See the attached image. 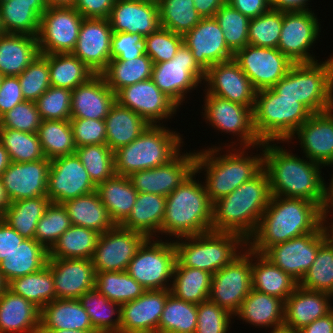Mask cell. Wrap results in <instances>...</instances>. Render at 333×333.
I'll return each mask as SVG.
<instances>
[{
	"mask_svg": "<svg viewBox=\"0 0 333 333\" xmlns=\"http://www.w3.org/2000/svg\"><path fill=\"white\" fill-rule=\"evenodd\" d=\"M255 258L256 262H252V288L285 301L299 283L262 254L255 253Z\"/></svg>",
	"mask_w": 333,
	"mask_h": 333,
	"instance_id": "obj_42",
	"label": "cell"
},
{
	"mask_svg": "<svg viewBox=\"0 0 333 333\" xmlns=\"http://www.w3.org/2000/svg\"><path fill=\"white\" fill-rule=\"evenodd\" d=\"M11 160L9 157V154L5 147L0 142V178L4 171L7 169V167L10 165Z\"/></svg>",
	"mask_w": 333,
	"mask_h": 333,
	"instance_id": "obj_75",
	"label": "cell"
},
{
	"mask_svg": "<svg viewBox=\"0 0 333 333\" xmlns=\"http://www.w3.org/2000/svg\"><path fill=\"white\" fill-rule=\"evenodd\" d=\"M116 102L139 114L150 125H158L159 120L171 118L178 108L152 79L120 89L116 93Z\"/></svg>",
	"mask_w": 333,
	"mask_h": 333,
	"instance_id": "obj_21",
	"label": "cell"
},
{
	"mask_svg": "<svg viewBox=\"0 0 333 333\" xmlns=\"http://www.w3.org/2000/svg\"><path fill=\"white\" fill-rule=\"evenodd\" d=\"M48 60L50 84L53 87L75 89L95 73L72 53L42 54Z\"/></svg>",
	"mask_w": 333,
	"mask_h": 333,
	"instance_id": "obj_43",
	"label": "cell"
},
{
	"mask_svg": "<svg viewBox=\"0 0 333 333\" xmlns=\"http://www.w3.org/2000/svg\"><path fill=\"white\" fill-rule=\"evenodd\" d=\"M232 315L226 309L210 301L197 304V327L195 333H227Z\"/></svg>",
	"mask_w": 333,
	"mask_h": 333,
	"instance_id": "obj_64",
	"label": "cell"
},
{
	"mask_svg": "<svg viewBox=\"0 0 333 333\" xmlns=\"http://www.w3.org/2000/svg\"><path fill=\"white\" fill-rule=\"evenodd\" d=\"M95 190L96 185L76 153L51 160L47 180V197L51 202L62 204Z\"/></svg>",
	"mask_w": 333,
	"mask_h": 333,
	"instance_id": "obj_18",
	"label": "cell"
},
{
	"mask_svg": "<svg viewBox=\"0 0 333 333\" xmlns=\"http://www.w3.org/2000/svg\"><path fill=\"white\" fill-rule=\"evenodd\" d=\"M244 244L246 247L247 242L238 234L212 230L174 241L176 260L182 266L197 268L211 274L227 266L237 257ZM239 248H242L240 252L237 250Z\"/></svg>",
	"mask_w": 333,
	"mask_h": 333,
	"instance_id": "obj_9",
	"label": "cell"
},
{
	"mask_svg": "<svg viewBox=\"0 0 333 333\" xmlns=\"http://www.w3.org/2000/svg\"><path fill=\"white\" fill-rule=\"evenodd\" d=\"M284 309V300L252 288L234 315L256 327L274 328L283 325Z\"/></svg>",
	"mask_w": 333,
	"mask_h": 333,
	"instance_id": "obj_36",
	"label": "cell"
},
{
	"mask_svg": "<svg viewBox=\"0 0 333 333\" xmlns=\"http://www.w3.org/2000/svg\"><path fill=\"white\" fill-rule=\"evenodd\" d=\"M269 143L262 142L260 147H263V168L268 174L271 196L306 199L325 210L327 185L320 175L322 165Z\"/></svg>",
	"mask_w": 333,
	"mask_h": 333,
	"instance_id": "obj_1",
	"label": "cell"
},
{
	"mask_svg": "<svg viewBox=\"0 0 333 333\" xmlns=\"http://www.w3.org/2000/svg\"><path fill=\"white\" fill-rule=\"evenodd\" d=\"M47 8L45 0H0L3 32L37 37L41 16Z\"/></svg>",
	"mask_w": 333,
	"mask_h": 333,
	"instance_id": "obj_33",
	"label": "cell"
},
{
	"mask_svg": "<svg viewBox=\"0 0 333 333\" xmlns=\"http://www.w3.org/2000/svg\"><path fill=\"white\" fill-rule=\"evenodd\" d=\"M271 333H299V331L283 324L281 326L274 327Z\"/></svg>",
	"mask_w": 333,
	"mask_h": 333,
	"instance_id": "obj_79",
	"label": "cell"
},
{
	"mask_svg": "<svg viewBox=\"0 0 333 333\" xmlns=\"http://www.w3.org/2000/svg\"><path fill=\"white\" fill-rule=\"evenodd\" d=\"M146 239L141 232L125 229L120 225L100 234L91 259L95 272L126 271Z\"/></svg>",
	"mask_w": 333,
	"mask_h": 333,
	"instance_id": "obj_19",
	"label": "cell"
},
{
	"mask_svg": "<svg viewBox=\"0 0 333 333\" xmlns=\"http://www.w3.org/2000/svg\"><path fill=\"white\" fill-rule=\"evenodd\" d=\"M71 93L69 89L50 86L36 101L42 120H70Z\"/></svg>",
	"mask_w": 333,
	"mask_h": 333,
	"instance_id": "obj_61",
	"label": "cell"
},
{
	"mask_svg": "<svg viewBox=\"0 0 333 333\" xmlns=\"http://www.w3.org/2000/svg\"><path fill=\"white\" fill-rule=\"evenodd\" d=\"M204 101V117L213 128L236 134L240 137V145L244 148L250 149L251 146L260 148L262 142L253 126V107H246L210 94H206Z\"/></svg>",
	"mask_w": 333,
	"mask_h": 333,
	"instance_id": "obj_16",
	"label": "cell"
},
{
	"mask_svg": "<svg viewBox=\"0 0 333 333\" xmlns=\"http://www.w3.org/2000/svg\"><path fill=\"white\" fill-rule=\"evenodd\" d=\"M94 330L78 299H55L41 309L40 330Z\"/></svg>",
	"mask_w": 333,
	"mask_h": 333,
	"instance_id": "obj_35",
	"label": "cell"
},
{
	"mask_svg": "<svg viewBox=\"0 0 333 333\" xmlns=\"http://www.w3.org/2000/svg\"><path fill=\"white\" fill-rule=\"evenodd\" d=\"M228 48L235 54L248 45L250 19L227 2L214 15Z\"/></svg>",
	"mask_w": 333,
	"mask_h": 333,
	"instance_id": "obj_57",
	"label": "cell"
},
{
	"mask_svg": "<svg viewBox=\"0 0 333 333\" xmlns=\"http://www.w3.org/2000/svg\"><path fill=\"white\" fill-rule=\"evenodd\" d=\"M194 7L202 18H214L226 0H193Z\"/></svg>",
	"mask_w": 333,
	"mask_h": 333,
	"instance_id": "obj_72",
	"label": "cell"
},
{
	"mask_svg": "<svg viewBox=\"0 0 333 333\" xmlns=\"http://www.w3.org/2000/svg\"><path fill=\"white\" fill-rule=\"evenodd\" d=\"M37 135L44 155L49 160L76 151L70 120H42Z\"/></svg>",
	"mask_w": 333,
	"mask_h": 333,
	"instance_id": "obj_50",
	"label": "cell"
},
{
	"mask_svg": "<svg viewBox=\"0 0 333 333\" xmlns=\"http://www.w3.org/2000/svg\"><path fill=\"white\" fill-rule=\"evenodd\" d=\"M25 238L4 220L0 222V262L8 256Z\"/></svg>",
	"mask_w": 333,
	"mask_h": 333,
	"instance_id": "obj_69",
	"label": "cell"
},
{
	"mask_svg": "<svg viewBox=\"0 0 333 333\" xmlns=\"http://www.w3.org/2000/svg\"><path fill=\"white\" fill-rule=\"evenodd\" d=\"M256 91L272 88L294 64L278 48L246 45L233 58Z\"/></svg>",
	"mask_w": 333,
	"mask_h": 333,
	"instance_id": "obj_14",
	"label": "cell"
},
{
	"mask_svg": "<svg viewBox=\"0 0 333 333\" xmlns=\"http://www.w3.org/2000/svg\"><path fill=\"white\" fill-rule=\"evenodd\" d=\"M96 191L115 225H120L129 216L138 195L128 176L116 174L98 184Z\"/></svg>",
	"mask_w": 333,
	"mask_h": 333,
	"instance_id": "obj_41",
	"label": "cell"
},
{
	"mask_svg": "<svg viewBox=\"0 0 333 333\" xmlns=\"http://www.w3.org/2000/svg\"><path fill=\"white\" fill-rule=\"evenodd\" d=\"M179 134L161 124L149 125L137 139L113 151L115 174L129 176L166 164L180 152Z\"/></svg>",
	"mask_w": 333,
	"mask_h": 333,
	"instance_id": "obj_8",
	"label": "cell"
},
{
	"mask_svg": "<svg viewBox=\"0 0 333 333\" xmlns=\"http://www.w3.org/2000/svg\"><path fill=\"white\" fill-rule=\"evenodd\" d=\"M51 160L11 162L1 176L10 202L47 196V180Z\"/></svg>",
	"mask_w": 333,
	"mask_h": 333,
	"instance_id": "obj_25",
	"label": "cell"
},
{
	"mask_svg": "<svg viewBox=\"0 0 333 333\" xmlns=\"http://www.w3.org/2000/svg\"><path fill=\"white\" fill-rule=\"evenodd\" d=\"M299 286L333 295V244L328 239L320 245L312 266Z\"/></svg>",
	"mask_w": 333,
	"mask_h": 333,
	"instance_id": "obj_55",
	"label": "cell"
},
{
	"mask_svg": "<svg viewBox=\"0 0 333 333\" xmlns=\"http://www.w3.org/2000/svg\"><path fill=\"white\" fill-rule=\"evenodd\" d=\"M170 289L146 290L121 305L119 333H158V325Z\"/></svg>",
	"mask_w": 333,
	"mask_h": 333,
	"instance_id": "obj_26",
	"label": "cell"
},
{
	"mask_svg": "<svg viewBox=\"0 0 333 333\" xmlns=\"http://www.w3.org/2000/svg\"><path fill=\"white\" fill-rule=\"evenodd\" d=\"M160 25L174 33L184 35L202 19L193 0H158Z\"/></svg>",
	"mask_w": 333,
	"mask_h": 333,
	"instance_id": "obj_53",
	"label": "cell"
},
{
	"mask_svg": "<svg viewBox=\"0 0 333 333\" xmlns=\"http://www.w3.org/2000/svg\"><path fill=\"white\" fill-rule=\"evenodd\" d=\"M48 6H73L75 0H45Z\"/></svg>",
	"mask_w": 333,
	"mask_h": 333,
	"instance_id": "obj_78",
	"label": "cell"
},
{
	"mask_svg": "<svg viewBox=\"0 0 333 333\" xmlns=\"http://www.w3.org/2000/svg\"><path fill=\"white\" fill-rule=\"evenodd\" d=\"M116 102V94L102 74H95L71 93V118L105 120Z\"/></svg>",
	"mask_w": 333,
	"mask_h": 333,
	"instance_id": "obj_30",
	"label": "cell"
},
{
	"mask_svg": "<svg viewBox=\"0 0 333 333\" xmlns=\"http://www.w3.org/2000/svg\"><path fill=\"white\" fill-rule=\"evenodd\" d=\"M195 175L196 171L166 197L161 235L178 239L212 230L213 203L205 185L193 179Z\"/></svg>",
	"mask_w": 333,
	"mask_h": 333,
	"instance_id": "obj_4",
	"label": "cell"
},
{
	"mask_svg": "<svg viewBox=\"0 0 333 333\" xmlns=\"http://www.w3.org/2000/svg\"><path fill=\"white\" fill-rule=\"evenodd\" d=\"M254 131L261 142L289 141L313 114L298 99L280 97L271 88L256 92L252 110Z\"/></svg>",
	"mask_w": 333,
	"mask_h": 333,
	"instance_id": "obj_7",
	"label": "cell"
},
{
	"mask_svg": "<svg viewBox=\"0 0 333 333\" xmlns=\"http://www.w3.org/2000/svg\"><path fill=\"white\" fill-rule=\"evenodd\" d=\"M99 236L95 230L71 225L51 248L48 258L92 259Z\"/></svg>",
	"mask_w": 333,
	"mask_h": 333,
	"instance_id": "obj_47",
	"label": "cell"
},
{
	"mask_svg": "<svg viewBox=\"0 0 333 333\" xmlns=\"http://www.w3.org/2000/svg\"><path fill=\"white\" fill-rule=\"evenodd\" d=\"M40 54L38 38L28 34H0V72L19 76Z\"/></svg>",
	"mask_w": 333,
	"mask_h": 333,
	"instance_id": "obj_34",
	"label": "cell"
},
{
	"mask_svg": "<svg viewBox=\"0 0 333 333\" xmlns=\"http://www.w3.org/2000/svg\"><path fill=\"white\" fill-rule=\"evenodd\" d=\"M56 299H78L95 287L96 272L91 259L48 258Z\"/></svg>",
	"mask_w": 333,
	"mask_h": 333,
	"instance_id": "obj_27",
	"label": "cell"
},
{
	"mask_svg": "<svg viewBox=\"0 0 333 333\" xmlns=\"http://www.w3.org/2000/svg\"><path fill=\"white\" fill-rule=\"evenodd\" d=\"M280 97L298 99L312 113L333 108V56L324 62L293 64L272 88Z\"/></svg>",
	"mask_w": 333,
	"mask_h": 333,
	"instance_id": "obj_6",
	"label": "cell"
},
{
	"mask_svg": "<svg viewBox=\"0 0 333 333\" xmlns=\"http://www.w3.org/2000/svg\"><path fill=\"white\" fill-rule=\"evenodd\" d=\"M50 203L47 196L11 202L3 213V220L22 237L34 239L38 221Z\"/></svg>",
	"mask_w": 333,
	"mask_h": 333,
	"instance_id": "obj_46",
	"label": "cell"
},
{
	"mask_svg": "<svg viewBox=\"0 0 333 333\" xmlns=\"http://www.w3.org/2000/svg\"><path fill=\"white\" fill-rule=\"evenodd\" d=\"M91 324L99 333H119L121 306L110 301L95 287L78 298ZM118 314L115 319L113 315Z\"/></svg>",
	"mask_w": 333,
	"mask_h": 333,
	"instance_id": "obj_48",
	"label": "cell"
},
{
	"mask_svg": "<svg viewBox=\"0 0 333 333\" xmlns=\"http://www.w3.org/2000/svg\"><path fill=\"white\" fill-rule=\"evenodd\" d=\"M23 98L36 102L51 86L48 60L39 54L37 58L18 76Z\"/></svg>",
	"mask_w": 333,
	"mask_h": 333,
	"instance_id": "obj_60",
	"label": "cell"
},
{
	"mask_svg": "<svg viewBox=\"0 0 333 333\" xmlns=\"http://www.w3.org/2000/svg\"><path fill=\"white\" fill-rule=\"evenodd\" d=\"M49 251L35 239H24L3 261L0 273L8 284L11 280L40 271L47 265Z\"/></svg>",
	"mask_w": 333,
	"mask_h": 333,
	"instance_id": "obj_37",
	"label": "cell"
},
{
	"mask_svg": "<svg viewBox=\"0 0 333 333\" xmlns=\"http://www.w3.org/2000/svg\"><path fill=\"white\" fill-rule=\"evenodd\" d=\"M182 43L183 35L162 27L144 37L145 53L152 59L153 64L171 60Z\"/></svg>",
	"mask_w": 333,
	"mask_h": 333,
	"instance_id": "obj_62",
	"label": "cell"
},
{
	"mask_svg": "<svg viewBox=\"0 0 333 333\" xmlns=\"http://www.w3.org/2000/svg\"><path fill=\"white\" fill-rule=\"evenodd\" d=\"M71 225L65 207L62 204L51 202L38 221L34 239L47 251H50Z\"/></svg>",
	"mask_w": 333,
	"mask_h": 333,
	"instance_id": "obj_58",
	"label": "cell"
},
{
	"mask_svg": "<svg viewBox=\"0 0 333 333\" xmlns=\"http://www.w3.org/2000/svg\"><path fill=\"white\" fill-rule=\"evenodd\" d=\"M333 108L313 113L293 134L306 158L323 166L333 165Z\"/></svg>",
	"mask_w": 333,
	"mask_h": 333,
	"instance_id": "obj_28",
	"label": "cell"
},
{
	"mask_svg": "<svg viewBox=\"0 0 333 333\" xmlns=\"http://www.w3.org/2000/svg\"><path fill=\"white\" fill-rule=\"evenodd\" d=\"M10 200L5 192L2 180L0 178V211L4 213L10 205Z\"/></svg>",
	"mask_w": 333,
	"mask_h": 333,
	"instance_id": "obj_76",
	"label": "cell"
},
{
	"mask_svg": "<svg viewBox=\"0 0 333 333\" xmlns=\"http://www.w3.org/2000/svg\"><path fill=\"white\" fill-rule=\"evenodd\" d=\"M319 32L321 31L318 18L314 12L283 11V24L277 48L294 64L317 62L318 60L308 51L316 42Z\"/></svg>",
	"mask_w": 333,
	"mask_h": 333,
	"instance_id": "obj_17",
	"label": "cell"
},
{
	"mask_svg": "<svg viewBox=\"0 0 333 333\" xmlns=\"http://www.w3.org/2000/svg\"><path fill=\"white\" fill-rule=\"evenodd\" d=\"M226 2L249 19L256 18L271 9L270 0H226Z\"/></svg>",
	"mask_w": 333,
	"mask_h": 333,
	"instance_id": "obj_70",
	"label": "cell"
},
{
	"mask_svg": "<svg viewBox=\"0 0 333 333\" xmlns=\"http://www.w3.org/2000/svg\"><path fill=\"white\" fill-rule=\"evenodd\" d=\"M246 149L248 148L242 147V150L240 148L234 153L228 150L229 153L220 156L218 155L221 151L219 147L196 152L195 171L199 173L203 171V168L206 171L204 185L212 203L232 193L263 169V153L254 156H248L247 153L246 156Z\"/></svg>",
	"mask_w": 333,
	"mask_h": 333,
	"instance_id": "obj_5",
	"label": "cell"
},
{
	"mask_svg": "<svg viewBox=\"0 0 333 333\" xmlns=\"http://www.w3.org/2000/svg\"><path fill=\"white\" fill-rule=\"evenodd\" d=\"M39 333H99V332L95 330L82 331V330L63 329V330H40Z\"/></svg>",
	"mask_w": 333,
	"mask_h": 333,
	"instance_id": "obj_77",
	"label": "cell"
},
{
	"mask_svg": "<svg viewBox=\"0 0 333 333\" xmlns=\"http://www.w3.org/2000/svg\"><path fill=\"white\" fill-rule=\"evenodd\" d=\"M112 34L108 19L84 18L72 54L95 74H101L111 60Z\"/></svg>",
	"mask_w": 333,
	"mask_h": 333,
	"instance_id": "obj_23",
	"label": "cell"
},
{
	"mask_svg": "<svg viewBox=\"0 0 333 333\" xmlns=\"http://www.w3.org/2000/svg\"><path fill=\"white\" fill-rule=\"evenodd\" d=\"M106 145L112 150L130 144L150 125L139 114L117 102L105 118Z\"/></svg>",
	"mask_w": 333,
	"mask_h": 333,
	"instance_id": "obj_39",
	"label": "cell"
},
{
	"mask_svg": "<svg viewBox=\"0 0 333 333\" xmlns=\"http://www.w3.org/2000/svg\"><path fill=\"white\" fill-rule=\"evenodd\" d=\"M24 100L18 76H4L0 86V117Z\"/></svg>",
	"mask_w": 333,
	"mask_h": 333,
	"instance_id": "obj_67",
	"label": "cell"
},
{
	"mask_svg": "<svg viewBox=\"0 0 333 333\" xmlns=\"http://www.w3.org/2000/svg\"><path fill=\"white\" fill-rule=\"evenodd\" d=\"M270 198L269 178L263 168L255 177L213 203L212 231L235 233L247 242L257 230Z\"/></svg>",
	"mask_w": 333,
	"mask_h": 333,
	"instance_id": "obj_3",
	"label": "cell"
},
{
	"mask_svg": "<svg viewBox=\"0 0 333 333\" xmlns=\"http://www.w3.org/2000/svg\"><path fill=\"white\" fill-rule=\"evenodd\" d=\"M83 19L73 6H48L37 36L40 54L72 53Z\"/></svg>",
	"mask_w": 333,
	"mask_h": 333,
	"instance_id": "obj_13",
	"label": "cell"
},
{
	"mask_svg": "<svg viewBox=\"0 0 333 333\" xmlns=\"http://www.w3.org/2000/svg\"><path fill=\"white\" fill-rule=\"evenodd\" d=\"M151 79L179 107L185 94L204 83L205 71L183 42L171 60L153 64Z\"/></svg>",
	"mask_w": 333,
	"mask_h": 333,
	"instance_id": "obj_12",
	"label": "cell"
},
{
	"mask_svg": "<svg viewBox=\"0 0 333 333\" xmlns=\"http://www.w3.org/2000/svg\"><path fill=\"white\" fill-rule=\"evenodd\" d=\"M326 239L322 224L313 233L269 247L262 255L299 283L312 266L320 245Z\"/></svg>",
	"mask_w": 333,
	"mask_h": 333,
	"instance_id": "obj_15",
	"label": "cell"
},
{
	"mask_svg": "<svg viewBox=\"0 0 333 333\" xmlns=\"http://www.w3.org/2000/svg\"><path fill=\"white\" fill-rule=\"evenodd\" d=\"M299 333H333V310L304 326L299 330Z\"/></svg>",
	"mask_w": 333,
	"mask_h": 333,
	"instance_id": "obj_71",
	"label": "cell"
},
{
	"mask_svg": "<svg viewBox=\"0 0 333 333\" xmlns=\"http://www.w3.org/2000/svg\"><path fill=\"white\" fill-rule=\"evenodd\" d=\"M331 296L333 297L331 294L304 289L298 285L285 300L283 324L299 331L325 316L333 310L328 302Z\"/></svg>",
	"mask_w": 333,
	"mask_h": 333,
	"instance_id": "obj_31",
	"label": "cell"
},
{
	"mask_svg": "<svg viewBox=\"0 0 333 333\" xmlns=\"http://www.w3.org/2000/svg\"><path fill=\"white\" fill-rule=\"evenodd\" d=\"M197 327V304L176 298L167 300L158 325V333H195Z\"/></svg>",
	"mask_w": 333,
	"mask_h": 333,
	"instance_id": "obj_52",
	"label": "cell"
},
{
	"mask_svg": "<svg viewBox=\"0 0 333 333\" xmlns=\"http://www.w3.org/2000/svg\"><path fill=\"white\" fill-rule=\"evenodd\" d=\"M183 42L205 72L213 64L234 58V53L228 48L223 31L215 18H202L194 28L183 35Z\"/></svg>",
	"mask_w": 333,
	"mask_h": 333,
	"instance_id": "obj_24",
	"label": "cell"
},
{
	"mask_svg": "<svg viewBox=\"0 0 333 333\" xmlns=\"http://www.w3.org/2000/svg\"><path fill=\"white\" fill-rule=\"evenodd\" d=\"M108 21L113 32L138 33L143 37L161 27L158 3L137 0H116Z\"/></svg>",
	"mask_w": 333,
	"mask_h": 333,
	"instance_id": "obj_29",
	"label": "cell"
},
{
	"mask_svg": "<svg viewBox=\"0 0 333 333\" xmlns=\"http://www.w3.org/2000/svg\"><path fill=\"white\" fill-rule=\"evenodd\" d=\"M147 238L138 248L126 272L146 290H166L176 263L174 242ZM153 241V243H152Z\"/></svg>",
	"mask_w": 333,
	"mask_h": 333,
	"instance_id": "obj_10",
	"label": "cell"
},
{
	"mask_svg": "<svg viewBox=\"0 0 333 333\" xmlns=\"http://www.w3.org/2000/svg\"><path fill=\"white\" fill-rule=\"evenodd\" d=\"M7 288L42 309L56 299L51 268L46 265L40 271L11 280Z\"/></svg>",
	"mask_w": 333,
	"mask_h": 333,
	"instance_id": "obj_49",
	"label": "cell"
},
{
	"mask_svg": "<svg viewBox=\"0 0 333 333\" xmlns=\"http://www.w3.org/2000/svg\"><path fill=\"white\" fill-rule=\"evenodd\" d=\"M323 212L317 203L306 199L271 196L247 246L263 254L273 245L313 233L323 224Z\"/></svg>",
	"mask_w": 333,
	"mask_h": 333,
	"instance_id": "obj_2",
	"label": "cell"
},
{
	"mask_svg": "<svg viewBox=\"0 0 333 333\" xmlns=\"http://www.w3.org/2000/svg\"><path fill=\"white\" fill-rule=\"evenodd\" d=\"M166 196L138 193L129 216L120 224L125 229L141 232L147 238L160 232L165 214Z\"/></svg>",
	"mask_w": 333,
	"mask_h": 333,
	"instance_id": "obj_38",
	"label": "cell"
},
{
	"mask_svg": "<svg viewBox=\"0 0 333 333\" xmlns=\"http://www.w3.org/2000/svg\"><path fill=\"white\" fill-rule=\"evenodd\" d=\"M62 205L65 207L72 225L89 228L99 234L115 226L96 190L65 201Z\"/></svg>",
	"mask_w": 333,
	"mask_h": 333,
	"instance_id": "obj_40",
	"label": "cell"
},
{
	"mask_svg": "<svg viewBox=\"0 0 333 333\" xmlns=\"http://www.w3.org/2000/svg\"><path fill=\"white\" fill-rule=\"evenodd\" d=\"M116 0H75L73 7L84 18L108 19Z\"/></svg>",
	"mask_w": 333,
	"mask_h": 333,
	"instance_id": "obj_68",
	"label": "cell"
},
{
	"mask_svg": "<svg viewBox=\"0 0 333 333\" xmlns=\"http://www.w3.org/2000/svg\"><path fill=\"white\" fill-rule=\"evenodd\" d=\"M75 153L96 186L115 175L114 153L106 144L77 147Z\"/></svg>",
	"mask_w": 333,
	"mask_h": 333,
	"instance_id": "obj_56",
	"label": "cell"
},
{
	"mask_svg": "<svg viewBox=\"0 0 333 333\" xmlns=\"http://www.w3.org/2000/svg\"><path fill=\"white\" fill-rule=\"evenodd\" d=\"M243 251L227 266L212 274L209 300L232 315L238 311L252 289V261L255 259V252L247 246Z\"/></svg>",
	"mask_w": 333,
	"mask_h": 333,
	"instance_id": "obj_11",
	"label": "cell"
},
{
	"mask_svg": "<svg viewBox=\"0 0 333 333\" xmlns=\"http://www.w3.org/2000/svg\"><path fill=\"white\" fill-rule=\"evenodd\" d=\"M333 210V175H332V179L331 182L329 184V186L327 187V203H326V207L325 210L323 212V224H326V222H328L327 216L329 211Z\"/></svg>",
	"mask_w": 333,
	"mask_h": 333,
	"instance_id": "obj_74",
	"label": "cell"
},
{
	"mask_svg": "<svg viewBox=\"0 0 333 333\" xmlns=\"http://www.w3.org/2000/svg\"><path fill=\"white\" fill-rule=\"evenodd\" d=\"M196 152H180L166 164L134 172L128 176L138 193L168 196L195 172Z\"/></svg>",
	"mask_w": 333,
	"mask_h": 333,
	"instance_id": "obj_20",
	"label": "cell"
},
{
	"mask_svg": "<svg viewBox=\"0 0 333 333\" xmlns=\"http://www.w3.org/2000/svg\"><path fill=\"white\" fill-rule=\"evenodd\" d=\"M330 226H328V225L326 226V225L323 224L324 230H325L326 235H327V239L333 244V222H331Z\"/></svg>",
	"mask_w": 333,
	"mask_h": 333,
	"instance_id": "obj_80",
	"label": "cell"
},
{
	"mask_svg": "<svg viewBox=\"0 0 333 333\" xmlns=\"http://www.w3.org/2000/svg\"><path fill=\"white\" fill-rule=\"evenodd\" d=\"M41 309L8 288L0 295V333H39Z\"/></svg>",
	"mask_w": 333,
	"mask_h": 333,
	"instance_id": "obj_32",
	"label": "cell"
},
{
	"mask_svg": "<svg viewBox=\"0 0 333 333\" xmlns=\"http://www.w3.org/2000/svg\"><path fill=\"white\" fill-rule=\"evenodd\" d=\"M172 279L170 292L176 298L195 304H200L209 299L211 273L182 266L176 260Z\"/></svg>",
	"mask_w": 333,
	"mask_h": 333,
	"instance_id": "obj_44",
	"label": "cell"
},
{
	"mask_svg": "<svg viewBox=\"0 0 333 333\" xmlns=\"http://www.w3.org/2000/svg\"><path fill=\"white\" fill-rule=\"evenodd\" d=\"M41 122L36 102L24 100L0 117V128L37 133Z\"/></svg>",
	"mask_w": 333,
	"mask_h": 333,
	"instance_id": "obj_63",
	"label": "cell"
},
{
	"mask_svg": "<svg viewBox=\"0 0 333 333\" xmlns=\"http://www.w3.org/2000/svg\"><path fill=\"white\" fill-rule=\"evenodd\" d=\"M309 0H270L272 9L280 11H306Z\"/></svg>",
	"mask_w": 333,
	"mask_h": 333,
	"instance_id": "obj_73",
	"label": "cell"
},
{
	"mask_svg": "<svg viewBox=\"0 0 333 333\" xmlns=\"http://www.w3.org/2000/svg\"><path fill=\"white\" fill-rule=\"evenodd\" d=\"M283 24V11L270 9L262 15L250 19L248 44L277 48Z\"/></svg>",
	"mask_w": 333,
	"mask_h": 333,
	"instance_id": "obj_59",
	"label": "cell"
},
{
	"mask_svg": "<svg viewBox=\"0 0 333 333\" xmlns=\"http://www.w3.org/2000/svg\"><path fill=\"white\" fill-rule=\"evenodd\" d=\"M145 53L144 37L138 33L113 32L111 60H131Z\"/></svg>",
	"mask_w": 333,
	"mask_h": 333,
	"instance_id": "obj_66",
	"label": "cell"
},
{
	"mask_svg": "<svg viewBox=\"0 0 333 333\" xmlns=\"http://www.w3.org/2000/svg\"><path fill=\"white\" fill-rule=\"evenodd\" d=\"M0 142L7 150L11 162H32L45 159L37 133L0 128Z\"/></svg>",
	"mask_w": 333,
	"mask_h": 333,
	"instance_id": "obj_54",
	"label": "cell"
},
{
	"mask_svg": "<svg viewBox=\"0 0 333 333\" xmlns=\"http://www.w3.org/2000/svg\"><path fill=\"white\" fill-rule=\"evenodd\" d=\"M205 82L208 87L206 94L254 107L257 91L234 59L213 64L205 72Z\"/></svg>",
	"mask_w": 333,
	"mask_h": 333,
	"instance_id": "obj_22",
	"label": "cell"
},
{
	"mask_svg": "<svg viewBox=\"0 0 333 333\" xmlns=\"http://www.w3.org/2000/svg\"><path fill=\"white\" fill-rule=\"evenodd\" d=\"M76 147L106 144L105 120L70 118Z\"/></svg>",
	"mask_w": 333,
	"mask_h": 333,
	"instance_id": "obj_65",
	"label": "cell"
},
{
	"mask_svg": "<svg viewBox=\"0 0 333 333\" xmlns=\"http://www.w3.org/2000/svg\"><path fill=\"white\" fill-rule=\"evenodd\" d=\"M95 288L120 306L135 300L146 291L126 271L96 272Z\"/></svg>",
	"mask_w": 333,
	"mask_h": 333,
	"instance_id": "obj_51",
	"label": "cell"
},
{
	"mask_svg": "<svg viewBox=\"0 0 333 333\" xmlns=\"http://www.w3.org/2000/svg\"><path fill=\"white\" fill-rule=\"evenodd\" d=\"M153 61L144 53L131 60H110L101 73L108 87L116 94L120 89L152 78Z\"/></svg>",
	"mask_w": 333,
	"mask_h": 333,
	"instance_id": "obj_45",
	"label": "cell"
}]
</instances>
